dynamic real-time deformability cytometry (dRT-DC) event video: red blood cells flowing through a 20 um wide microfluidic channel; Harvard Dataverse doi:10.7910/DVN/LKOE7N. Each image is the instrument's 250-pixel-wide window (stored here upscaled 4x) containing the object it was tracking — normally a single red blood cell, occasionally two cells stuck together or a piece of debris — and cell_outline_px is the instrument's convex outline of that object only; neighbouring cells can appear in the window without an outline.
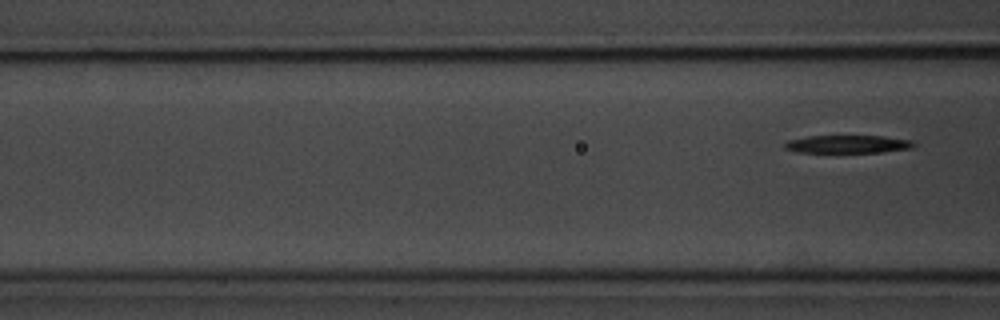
{"species": "common noctule bat (a hibernating species)", "species_latin": "Nyctalus noctula", "temperature_condition": "room temperature", "stored_images_in_passage": 6, "camera_frame_rate_fps": 3000, "um_per_image_px": 0.085, "animal": {"sex": "male", "body_mass_g": 20.1, "forearm_length_mm": 53.5}, "frame": {"image": 1, "passage_image": 6, "time_ms": 6.667, "image_size_px": [1000, 320], "cell_outline_px": [[916, 144], [912, 148], [884, 152], [796, 152], [784, 148], [784, 144], [788, 140], [808, 136], [884, 136], [912, 140]], "centroid_in_image_um": [72.08, 12.25], "position_along_channel_um": 94.5, "area_um2": 13.47}}